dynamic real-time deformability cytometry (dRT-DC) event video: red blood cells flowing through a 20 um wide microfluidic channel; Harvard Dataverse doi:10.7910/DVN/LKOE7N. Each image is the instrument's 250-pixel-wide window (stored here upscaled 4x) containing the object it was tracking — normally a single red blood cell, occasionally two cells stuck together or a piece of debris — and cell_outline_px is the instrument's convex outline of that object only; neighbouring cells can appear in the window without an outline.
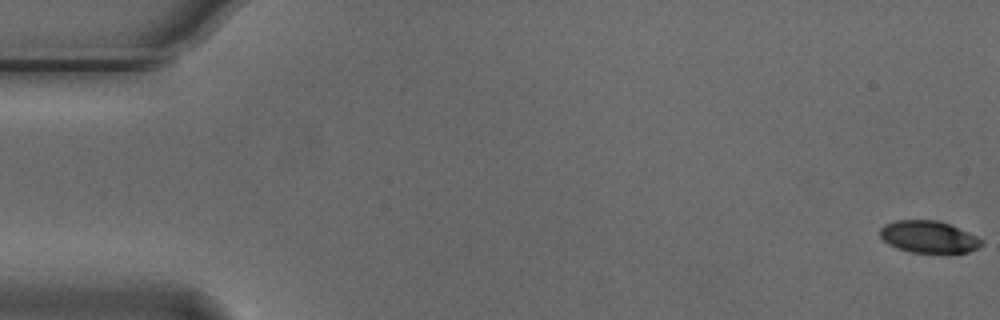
{"species": "Egyptian fruit bat (a non-hibernating species)", "species_latin": "Rousettus aegyptiacus", "temperature_condition": "cold", "stored_images_in_passage": 56, "camera_frame_rate_fps": 3000, "um_per_image_px": 0.085, "animal": {"sex": "male"}, "frame": {"image": 1, "passage_image": 1, "time_ms": 0.0, "image_size_px": [1000, 320], "cell_outline_px": [[984, 244], [968, 252], [912, 252], [896, 248], [888, 244], [880, 236], [880, 228], [884, 224], [896, 220], [940, 220], [968, 232], [984, 240]], "centroid_in_image_um": [78.93, 20.12], "position_along_channel_um": 6.1, "area_um2": 18.9}}
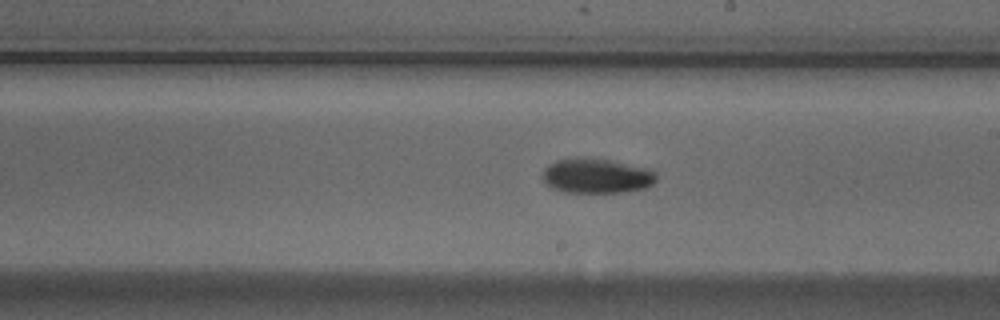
{"frame": {"image": 2, "passage_image": 32, "time_ms": 10.333, "image_size_px": [1000, 320], "cell_outline_px": [[656, 180], [652, 184], [644, 188], [620, 192], [564, 192], [552, 188], [540, 176], [544, 168], [548, 164], [556, 160], [576, 156], [592, 156], [648, 168], [656, 172]], "centroid_in_image_um": [50.66, 14.91], "position_along_channel_um": 238.3, "area_um2": 23.52}}
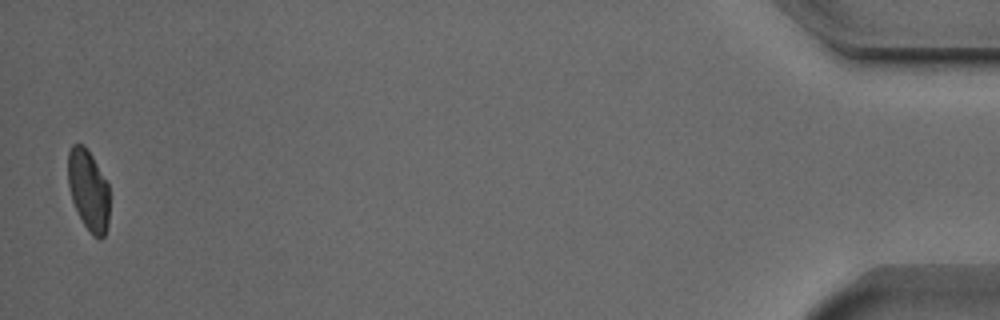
{"frame": {"image": 3, "passage_image": 55, "time_ms": 18.0, "image_size_px": [1000, 320], "cell_outline_px": [[108, 224], [104, 236], [100, 240], [92, 236], [84, 224], [72, 200], [68, 184], [68, 152], [72, 144], [84, 144], [92, 156], [108, 184]], "centroid_in_image_um": [7.51, 16.16], "position_along_channel_um": 427.7, "area_um2": 19.42}, "authors_computed_cell_mechanics": {"area_um2": 21.0681, "velocity_mm_per_s": 3.7193, "shape_relaxation_time_tau1_ms": 3.5693, "shape_relaxation_time_tau2_ms": 5.1764, "deformation_change_tau1": 0.1216, "deformation_change_tau2": 0.0656}}